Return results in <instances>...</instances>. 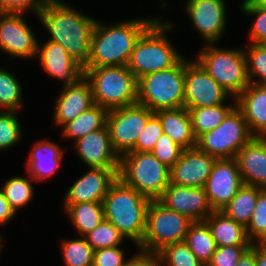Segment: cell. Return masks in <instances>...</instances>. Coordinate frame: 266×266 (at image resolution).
<instances>
[{"label":"cell","instance_id":"d6a6232c","mask_svg":"<svg viewBox=\"0 0 266 266\" xmlns=\"http://www.w3.org/2000/svg\"><path fill=\"white\" fill-rule=\"evenodd\" d=\"M21 82L0 66V110L19 112L23 108V88Z\"/></svg>","mask_w":266,"mask_h":266},{"label":"cell","instance_id":"7dc6e473","mask_svg":"<svg viewBox=\"0 0 266 266\" xmlns=\"http://www.w3.org/2000/svg\"><path fill=\"white\" fill-rule=\"evenodd\" d=\"M16 212L13 210L5 195L0 190V225H6L8 222L16 216Z\"/></svg>","mask_w":266,"mask_h":266},{"label":"cell","instance_id":"4fadbf2b","mask_svg":"<svg viewBox=\"0 0 266 266\" xmlns=\"http://www.w3.org/2000/svg\"><path fill=\"white\" fill-rule=\"evenodd\" d=\"M24 13L0 15V50L11 59H35L38 40L23 18Z\"/></svg>","mask_w":266,"mask_h":266},{"label":"cell","instance_id":"ba28073f","mask_svg":"<svg viewBox=\"0 0 266 266\" xmlns=\"http://www.w3.org/2000/svg\"><path fill=\"white\" fill-rule=\"evenodd\" d=\"M185 57L175 66L138 79L137 103L153 112L184 107Z\"/></svg>","mask_w":266,"mask_h":266},{"label":"cell","instance_id":"8fae6325","mask_svg":"<svg viewBox=\"0 0 266 266\" xmlns=\"http://www.w3.org/2000/svg\"><path fill=\"white\" fill-rule=\"evenodd\" d=\"M153 114L139 103L108 111L106 126L113 149L119 157L135 152L138 137Z\"/></svg>","mask_w":266,"mask_h":266},{"label":"cell","instance_id":"e575fe53","mask_svg":"<svg viewBox=\"0 0 266 266\" xmlns=\"http://www.w3.org/2000/svg\"><path fill=\"white\" fill-rule=\"evenodd\" d=\"M244 54L249 82L266 86V44L249 43Z\"/></svg>","mask_w":266,"mask_h":266},{"label":"cell","instance_id":"f35d334b","mask_svg":"<svg viewBox=\"0 0 266 266\" xmlns=\"http://www.w3.org/2000/svg\"><path fill=\"white\" fill-rule=\"evenodd\" d=\"M246 232L252 244L266 241V189H263L257 197L255 210L246 227Z\"/></svg>","mask_w":266,"mask_h":266},{"label":"cell","instance_id":"5bb4252c","mask_svg":"<svg viewBox=\"0 0 266 266\" xmlns=\"http://www.w3.org/2000/svg\"><path fill=\"white\" fill-rule=\"evenodd\" d=\"M226 0H186L185 10L205 44L223 38L227 25Z\"/></svg>","mask_w":266,"mask_h":266},{"label":"cell","instance_id":"8992f818","mask_svg":"<svg viewBox=\"0 0 266 266\" xmlns=\"http://www.w3.org/2000/svg\"><path fill=\"white\" fill-rule=\"evenodd\" d=\"M118 178L149 200H158L170 183V168L151 152H128L120 157Z\"/></svg>","mask_w":266,"mask_h":266},{"label":"cell","instance_id":"f907efd6","mask_svg":"<svg viewBox=\"0 0 266 266\" xmlns=\"http://www.w3.org/2000/svg\"><path fill=\"white\" fill-rule=\"evenodd\" d=\"M254 6L266 8V0H249Z\"/></svg>","mask_w":266,"mask_h":266},{"label":"cell","instance_id":"9c48e42d","mask_svg":"<svg viewBox=\"0 0 266 266\" xmlns=\"http://www.w3.org/2000/svg\"><path fill=\"white\" fill-rule=\"evenodd\" d=\"M192 223L187 216L166 208L158 200H151L145 235L137 248L143 252L158 253L168 244L184 241Z\"/></svg>","mask_w":266,"mask_h":266},{"label":"cell","instance_id":"484cf974","mask_svg":"<svg viewBox=\"0 0 266 266\" xmlns=\"http://www.w3.org/2000/svg\"><path fill=\"white\" fill-rule=\"evenodd\" d=\"M212 233L217 247L233 245H252L246 227L226 216L222 211H214L204 220Z\"/></svg>","mask_w":266,"mask_h":266},{"label":"cell","instance_id":"ac0fdd59","mask_svg":"<svg viewBox=\"0 0 266 266\" xmlns=\"http://www.w3.org/2000/svg\"><path fill=\"white\" fill-rule=\"evenodd\" d=\"M73 148L88 168L119 170L120 157L114 151L107 126L76 140Z\"/></svg>","mask_w":266,"mask_h":266},{"label":"cell","instance_id":"836d02e7","mask_svg":"<svg viewBox=\"0 0 266 266\" xmlns=\"http://www.w3.org/2000/svg\"><path fill=\"white\" fill-rule=\"evenodd\" d=\"M61 244V253L65 266H93L95 250L85 237L64 239Z\"/></svg>","mask_w":266,"mask_h":266},{"label":"cell","instance_id":"60d3db41","mask_svg":"<svg viewBox=\"0 0 266 266\" xmlns=\"http://www.w3.org/2000/svg\"><path fill=\"white\" fill-rule=\"evenodd\" d=\"M164 133L158 116L154 113L147 121L135 145L137 152H151L157 140Z\"/></svg>","mask_w":266,"mask_h":266},{"label":"cell","instance_id":"44dd1931","mask_svg":"<svg viewBox=\"0 0 266 266\" xmlns=\"http://www.w3.org/2000/svg\"><path fill=\"white\" fill-rule=\"evenodd\" d=\"M54 103V125L62 128L66 123L74 120L79 114L94 105L89 80L83 76L76 83L63 86Z\"/></svg>","mask_w":266,"mask_h":266},{"label":"cell","instance_id":"1f68e13d","mask_svg":"<svg viewBox=\"0 0 266 266\" xmlns=\"http://www.w3.org/2000/svg\"><path fill=\"white\" fill-rule=\"evenodd\" d=\"M27 175L25 176L28 178L25 176L11 177L0 188L16 213L20 208L27 206L34 196V187L31 182L34 180L28 173Z\"/></svg>","mask_w":266,"mask_h":266},{"label":"cell","instance_id":"83f0119b","mask_svg":"<svg viewBox=\"0 0 266 266\" xmlns=\"http://www.w3.org/2000/svg\"><path fill=\"white\" fill-rule=\"evenodd\" d=\"M63 209L80 236L93 231L104 220L103 203L63 204Z\"/></svg>","mask_w":266,"mask_h":266},{"label":"cell","instance_id":"cb8c5ba5","mask_svg":"<svg viewBox=\"0 0 266 266\" xmlns=\"http://www.w3.org/2000/svg\"><path fill=\"white\" fill-rule=\"evenodd\" d=\"M58 144L47 140L36 141L29 152L26 164L27 173L34 182H41L54 175L62 163L64 149Z\"/></svg>","mask_w":266,"mask_h":266},{"label":"cell","instance_id":"3957f363","mask_svg":"<svg viewBox=\"0 0 266 266\" xmlns=\"http://www.w3.org/2000/svg\"><path fill=\"white\" fill-rule=\"evenodd\" d=\"M151 200L117 178L103 199L104 219L138 247L145 235Z\"/></svg>","mask_w":266,"mask_h":266},{"label":"cell","instance_id":"6da1fadb","mask_svg":"<svg viewBox=\"0 0 266 266\" xmlns=\"http://www.w3.org/2000/svg\"><path fill=\"white\" fill-rule=\"evenodd\" d=\"M68 2H48L37 17L50 37L84 67L90 56L93 28L97 19L76 10Z\"/></svg>","mask_w":266,"mask_h":266},{"label":"cell","instance_id":"e0dca14e","mask_svg":"<svg viewBox=\"0 0 266 266\" xmlns=\"http://www.w3.org/2000/svg\"><path fill=\"white\" fill-rule=\"evenodd\" d=\"M217 158L197 147L184 149L179 159L170 168V183L204 188Z\"/></svg>","mask_w":266,"mask_h":266},{"label":"cell","instance_id":"7a4b0ae2","mask_svg":"<svg viewBox=\"0 0 266 266\" xmlns=\"http://www.w3.org/2000/svg\"><path fill=\"white\" fill-rule=\"evenodd\" d=\"M159 17L133 18L104 24L96 21L90 56L84 67L127 66L136 41Z\"/></svg>","mask_w":266,"mask_h":266},{"label":"cell","instance_id":"f5cc1de1","mask_svg":"<svg viewBox=\"0 0 266 266\" xmlns=\"http://www.w3.org/2000/svg\"><path fill=\"white\" fill-rule=\"evenodd\" d=\"M48 2H64V0H47Z\"/></svg>","mask_w":266,"mask_h":266},{"label":"cell","instance_id":"681fc988","mask_svg":"<svg viewBox=\"0 0 266 266\" xmlns=\"http://www.w3.org/2000/svg\"><path fill=\"white\" fill-rule=\"evenodd\" d=\"M236 266H256L255 252L249 247L240 257Z\"/></svg>","mask_w":266,"mask_h":266},{"label":"cell","instance_id":"bcb514c9","mask_svg":"<svg viewBox=\"0 0 266 266\" xmlns=\"http://www.w3.org/2000/svg\"><path fill=\"white\" fill-rule=\"evenodd\" d=\"M124 266H162L161 258L158 253H148L138 250L134 256Z\"/></svg>","mask_w":266,"mask_h":266},{"label":"cell","instance_id":"ee69618b","mask_svg":"<svg viewBox=\"0 0 266 266\" xmlns=\"http://www.w3.org/2000/svg\"><path fill=\"white\" fill-rule=\"evenodd\" d=\"M106 247L94 251L93 266H124L129 260L126 258L124 248Z\"/></svg>","mask_w":266,"mask_h":266},{"label":"cell","instance_id":"c3c4849f","mask_svg":"<svg viewBox=\"0 0 266 266\" xmlns=\"http://www.w3.org/2000/svg\"><path fill=\"white\" fill-rule=\"evenodd\" d=\"M250 248L255 252V265L266 266V246L263 243H254Z\"/></svg>","mask_w":266,"mask_h":266},{"label":"cell","instance_id":"2e32d148","mask_svg":"<svg viewBox=\"0 0 266 266\" xmlns=\"http://www.w3.org/2000/svg\"><path fill=\"white\" fill-rule=\"evenodd\" d=\"M158 201L166 208L187 216L193 222L204 221L214 212L204 188L169 183Z\"/></svg>","mask_w":266,"mask_h":266},{"label":"cell","instance_id":"4dcf8cb0","mask_svg":"<svg viewBox=\"0 0 266 266\" xmlns=\"http://www.w3.org/2000/svg\"><path fill=\"white\" fill-rule=\"evenodd\" d=\"M184 241L205 265L211 260L217 247L211 230L205 221L193 222L189 227Z\"/></svg>","mask_w":266,"mask_h":266},{"label":"cell","instance_id":"f1b7e54d","mask_svg":"<svg viewBox=\"0 0 266 266\" xmlns=\"http://www.w3.org/2000/svg\"><path fill=\"white\" fill-rule=\"evenodd\" d=\"M263 189L244 184L236 196L221 210L226 216L247 227L259 193Z\"/></svg>","mask_w":266,"mask_h":266},{"label":"cell","instance_id":"52a82bcc","mask_svg":"<svg viewBox=\"0 0 266 266\" xmlns=\"http://www.w3.org/2000/svg\"><path fill=\"white\" fill-rule=\"evenodd\" d=\"M216 45L204 44L194 59L236 99L250 83L244 49L219 48Z\"/></svg>","mask_w":266,"mask_h":266},{"label":"cell","instance_id":"f6af8a7d","mask_svg":"<svg viewBox=\"0 0 266 266\" xmlns=\"http://www.w3.org/2000/svg\"><path fill=\"white\" fill-rule=\"evenodd\" d=\"M48 3L47 0H0L2 13H26L33 11L36 16Z\"/></svg>","mask_w":266,"mask_h":266},{"label":"cell","instance_id":"7402d4cb","mask_svg":"<svg viewBox=\"0 0 266 266\" xmlns=\"http://www.w3.org/2000/svg\"><path fill=\"white\" fill-rule=\"evenodd\" d=\"M235 159L244 184L266 189V137H253Z\"/></svg>","mask_w":266,"mask_h":266},{"label":"cell","instance_id":"30bf717a","mask_svg":"<svg viewBox=\"0 0 266 266\" xmlns=\"http://www.w3.org/2000/svg\"><path fill=\"white\" fill-rule=\"evenodd\" d=\"M253 137L243 113L235 107L215 129L197 138L196 147L217 159H231Z\"/></svg>","mask_w":266,"mask_h":266},{"label":"cell","instance_id":"f546056e","mask_svg":"<svg viewBox=\"0 0 266 266\" xmlns=\"http://www.w3.org/2000/svg\"><path fill=\"white\" fill-rule=\"evenodd\" d=\"M234 104L224 103L217 106L187 108L191 115L193 132L196 138L205 132L215 129L223 122L226 116L236 107V99Z\"/></svg>","mask_w":266,"mask_h":266},{"label":"cell","instance_id":"5b68a950","mask_svg":"<svg viewBox=\"0 0 266 266\" xmlns=\"http://www.w3.org/2000/svg\"><path fill=\"white\" fill-rule=\"evenodd\" d=\"M94 104L112 110L134 105L138 100V80L127 66L83 67Z\"/></svg>","mask_w":266,"mask_h":266},{"label":"cell","instance_id":"9a60e30c","mask_svg":"<svg viewBox=\"0 0 266 266\" xmlns=\"http://www.w3.org/2000/svg\"><path fill=\"white\" fill-rule=\"evenodd\" d=\"M243 185L236 159H217L204 189L213 210L221 211Z\"/></svg>","mask_w":266,"mask_h":266},{"label":"cell","instance_id":"4316f807","mask_svg":"<svg viewBox=\"0 0 266 266\" xmlns=\"http://www.w3.org/2000/svg\"><path fill=\"white\" fill-rule=\"evenodd\" d=\"M108 110L94 104L79 114L74 120L66 123L61 129L62 136L76 141L90 132L104 128L107 123Z\"/></svg>","mask_w":266,"mask_h":266},{"label":"cell","instance_id":"7c38bea8","mask_svg":"<svg viewBox=\"0 0 266 266\" xmlns=\"http://www.w3.org/2000/svg\"><path fill=\"white\" fill-rule=\"evenodd\" d=\"M231 97L194 59L185 57L184 107L199 108L224 104Z\"/></svg>","mask_w":266,"mask_h":266},{"label":"cell","instance_id":"277c9868","mask_svg":"<svg viewBox=\"0 0 266 266\" xmlns=\"http://www.w3.org/2000/svg\"><path fill=\"white\" fill-rule=\"evenodd\" d=\"M174 26L159 17L136 41L127 67L137 80L147 74L169 69L184 57L166 35Z\"/></svg>","mask_w":266,"mask_h":266},{"label":"cell","instance_id":"816d5d0a","mask_svg":"<svg viewBox=\"0 0 266 266\" xmlns=\"http://www.w3.org/2000/svg\"><path fill=\"white\" fill-rule=\"evenodd\" d=\"M2 240H3V238H2L1 235H0V254H1V252H2V251H1V250H2L1 248H2V245H3Z\"/></svg>","mask_w":266,"mask_h":266},{"label":"cell","instance_id":"d590c367","mask_svg":"<svg viewBox=\"0 0 266 266\" xmlns=\"http://www.w3.org/2000/svg\"><path fill=\"white\" fill-rule=\"evenodd\" d=\"M158 254L162 266H206L190 250L185 241L168 244Z\"/></svg>","mask_w":266,"mask_h":266},{"label":"cell","instance_id":"ffe728a7","mask_svg":"<svg viewBox=\"0 0 266 266\" xmlns=\"http://www.w3.org/2000/svg\"><path fill=\"white\" fill-rule=\"evenodd\" d=\"M88 170L67 189L63 204L102 203L110 186L118 178L119 172V170L101 168Z\"/></svg>","mask_w":266,"mask_h":266},{"label":"cell","instance_id":"ab89813d","mask_svg":"<svg viewBox=\"0 0 266 266\" xmlns=\"http://www.w3.org/2000/svg\"><path fill=\"white\" fill-rule=\"evenodd\" d=\"M241 12L247 16L255 17L251 28L248 30L250 43L266 42V8L254 6L249 0H243Z\"/></svg>","mask_w":266,"mask_h":266},{"label":"cell","instance_id":"8d00e7d4","mask_svg":"<svg viewBox=\"0 0 266 266\" xmlns=\"http://www.w3.org/2000/svg\"><path fill=\"white\" fill-rule=\"evenodd\" d=\"M84 237L94 250L121 246L125 240L120 231L105 219Z\"/></svg>","mask_w":266,"mask_h":266},{"label":"cell","instance_id":"d6986e66","mask_svg":"<svg viewBox=\"0 0 266 266\" xmlns=\"http://www.w3.org/2000/svg\"><path fill=\"white\" fill-rule=\"evenodd\" d=\"M42 44L38 41L35 58H38V62L48 76L62 81L64 86L74 84L84 76L83 67L67 53L62 45L47 39Z\"/></svg>","mask_w":266,"mask_h":266},{"label":"cell","instance_id":"74e56055","mask_svg":"<svg viewBox=\"0 0 266 266\" xmlns=\"http://www.w3.org/2000/svg\"><path fill=\"white\" fill-rule=\"evenodd\" d=\"M15 111L0 112V151H7L21 141L24 134Z\"/></svg>","mask_w":266,"mask_h":266},{"label":"cell","instance_id":"b9f144b4","mask_svg":"<svg viewBox=\"0 0 266 266\" xmlns=\"http://www.w3.org/2000/svg\"><path fill=\"white\" fill-rule=\"evenodd\" d=\"M184 149L176 144L167 134L163 133L157 140L151 153L168 168L179 159Z\"/></svg>","mask_w":266,"mask_h":266},{"label":"cell","instance_id":"7bdbcfd3","mask_svg":"<svg viewBox=\"0 0 266 266\" xmlns=\"http://www.w3.org/2000/svg\"><path fill=\"white\" fill-rule=\"evenodd\" d=\"M251 245H233L216 247L215 253L206 266H236L243 253Z\"/></svg>","mask_w":266,"mask_h":266},{"label":"cell","instance_id":"d4e9b609","mask_svg":"<svg viewBox=\"0 0 266 266\" xmlns=\"http://www.w3.org/2000/svg\"><path fill=\"white\" fill-rule=\"evenodd\" d=\"M162 129L176 144L183 149L196 147L197 138L193 132L190 112L185 107L162 109L154 112Z\"/></svg>","mask_w":266,"mask_h":266},{"label":"cell","instance_id":"603a6c76","mask_svg":"<svg viewBox=\"0 0 266 266\" xmlns=\"http://www.w3.org/2000/svg\"><path fill=\"white\" fill-rule=\"evenodd\" d=\"M236 107L243 113L254 137H266V86L249 83L236 97Z\"/></svg>","mask_w":266,"mask_h":266}]
</instances>
